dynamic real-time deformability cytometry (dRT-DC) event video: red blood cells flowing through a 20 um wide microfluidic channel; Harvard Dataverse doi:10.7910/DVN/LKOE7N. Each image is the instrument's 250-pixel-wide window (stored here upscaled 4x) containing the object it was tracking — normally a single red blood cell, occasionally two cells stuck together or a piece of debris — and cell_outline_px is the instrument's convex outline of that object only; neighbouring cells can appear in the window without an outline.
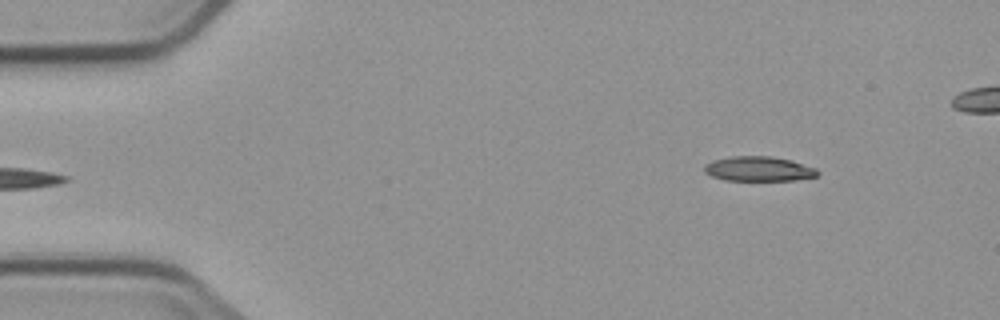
{"species": "common noctule bat (a hibernating species)", "species_latin": "Nyctalus noctula", "temperature_condition": "cold", "stored_images_in_passage": 6, "segment_of_instrument_passage": [2, 2], "camera_frame_rate_fps": 3000, "um_per_image_px": 0.085, "animal": {"sex": "male", "body_mass_g": 23.1, "forearm_length_mm": 52.7}, "frame": {"image": 1, "passage_image": 6, "time_ms": 6.0, "image_size_px": [1000, 320], "cell_outline_px": [[820, 172], [816, 176], [796, 180], [724, 180], [712, 176], [704, 172], [704, 164], [712, 160], [732, 156], [772, 156], [792, 160], [816, 168]], "centroid_in_image_um": [64.48, 14.34], "position_along_channel_um": 20.5, "area_um2": 16.42}}